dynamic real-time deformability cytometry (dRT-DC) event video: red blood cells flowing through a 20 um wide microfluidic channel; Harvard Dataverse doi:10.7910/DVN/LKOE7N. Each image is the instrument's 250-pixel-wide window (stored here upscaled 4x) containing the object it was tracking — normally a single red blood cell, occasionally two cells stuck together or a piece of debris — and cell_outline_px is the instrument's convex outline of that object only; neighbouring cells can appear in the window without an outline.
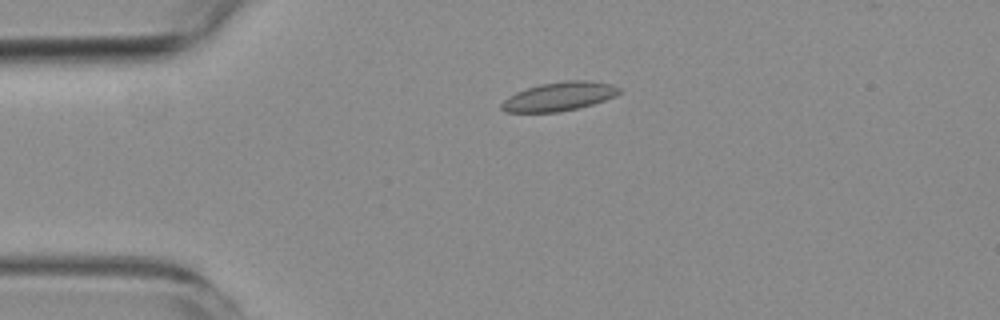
{"species": "common noctule bat (a hibernating species)", "species_latin": "Nyctalus noctula", "temperature_condition": "room temperature", "stored_images_in_passage": 5, "camera_frame_rate_fps": 3000, "um_per_image_px": 0.085, "animal": {"sex": "female", "body_mass_g": 19.3, "forearm_length_mm": 54.1}, "frame": {"image": 1, "passage_image": 3, "time_ms": 3.0, "image_size_px": [1000, 320], "cell_outline_px": [[620, 92], [616, 96], [592, 104], [576, 108], [556, 112], [504, 112], [500, 108], [500, 104], [508, 96], [516, 92], [540, 84], [564, 80], [588, 80], [612, 84], [620, 88]], "centroid_in_image_um": [47.51, 8.19], "position_along_channel_um": 37.5, "area_um2": 19.71}}